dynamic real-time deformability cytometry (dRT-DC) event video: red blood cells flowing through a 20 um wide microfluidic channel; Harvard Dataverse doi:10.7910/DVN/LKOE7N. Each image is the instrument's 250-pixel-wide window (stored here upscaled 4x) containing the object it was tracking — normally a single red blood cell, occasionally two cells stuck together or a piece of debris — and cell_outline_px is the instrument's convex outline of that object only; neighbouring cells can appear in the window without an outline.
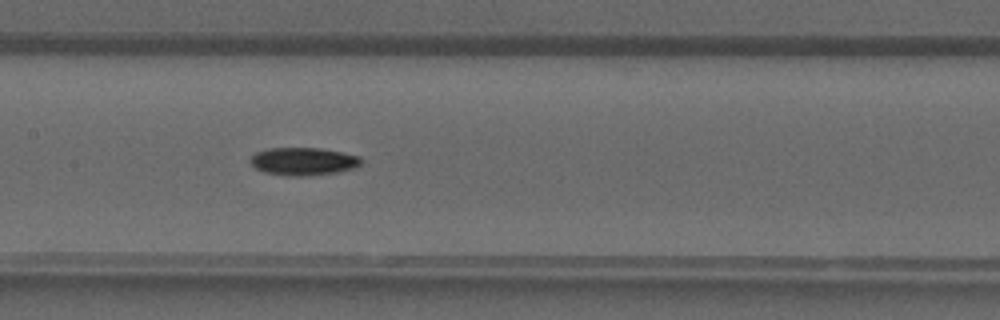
{"species": "common noctule bat (a hibernating species)", "species_latin": "Nyctalus noctula", "temperature_condition": "warm", "stored_images_in_passage": 32, "camera_frame_rate_fps": 3000, "um_per_image_px": 0.085, "animal": {"sex": "male", "forearm_length_mm": 52.5}, "frame": {"image": 1, "passage_image": 12, "time_ms": 3.667, "image_size_px": [1000, 320], "cell_outline_px": [[364, 160], [356, 168], [336, 172], [304, 176], [284, 176], [264, 172], [256, 168], [248, 160], [256, 152], [268, 148], [320, 148], [344, 152], [360, 156]], "centroid_in_image_um": [25.8, 13.71], "position_along_channel_um": 181.6, "area_um2": 18.15}}
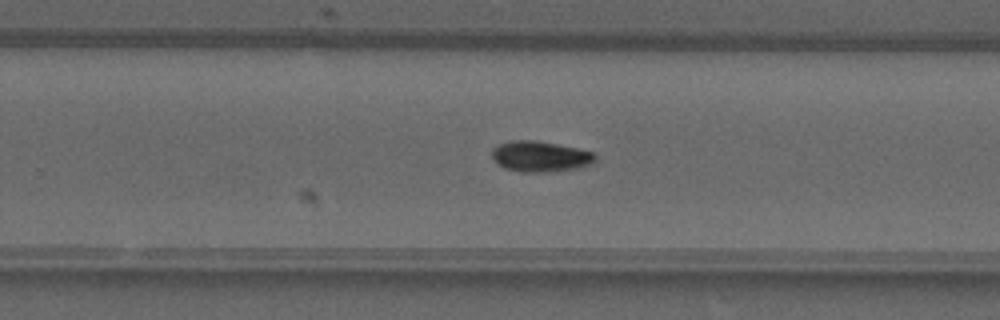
{"frame": {"image": 2, "passage_image": 18, "time_ms": 5.667, "image_size_px": [1000, 320], "cell_outline_px": [[596, 160], [592, 164], [576, 168], [540, 172], [520, 172], [504, 168], [496, 164], [492, 156], [492, 148], [500, 144], [512, 140], [536, 140], [576, 148], [592, 152], [596, 156]], "centroid_in_image_um": [45.88, 13.3], "position_along_channel_um": 283.9, "area_um2": 18.38}}
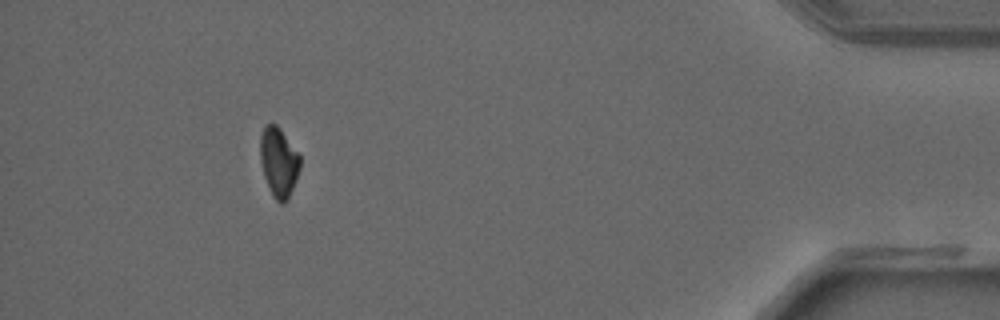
{"frame": {"image": 3, "passage_image": 29, "time_ms": 9.333, "image_size_px": [1000, 320], "cell_outline_px": [[300, 168], [296, 180], [288, 200], [284, 204], [280, 204], [272, 196], [264, 176], [260, 160], [260, 136], [264, 128], [268, 124], [276, 124], [280, 128], [300, 152]], "centroid_in_image_um": [23.71, 13.79], "position_along_channel_um": 411.5, "area_um2": 16.42}}